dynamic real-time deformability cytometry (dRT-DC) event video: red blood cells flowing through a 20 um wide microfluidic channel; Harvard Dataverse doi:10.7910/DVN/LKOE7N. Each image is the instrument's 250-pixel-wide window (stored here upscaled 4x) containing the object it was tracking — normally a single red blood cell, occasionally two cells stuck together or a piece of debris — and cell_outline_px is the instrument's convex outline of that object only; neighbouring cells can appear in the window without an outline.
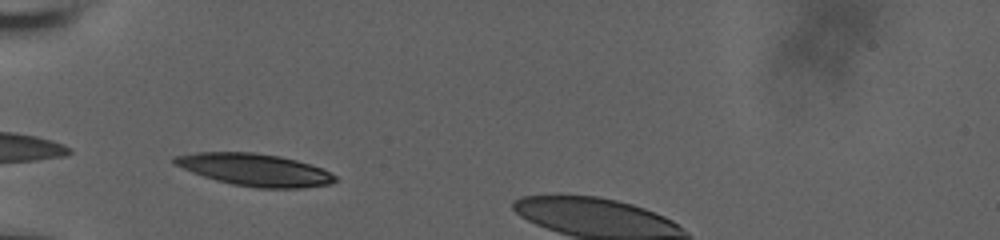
{"species": "human", "species_latin": "Homo sapiens", "temperature_condition": "room temperature", "stored_images_in_passage": 32, "camera_frame_rate_fps": 3000, "um_per_image_px": 0.085, "donor": {"sex": "male"}, "frame": {"image": 1, "passage_image": 1, "time_ms": 0.0, "image_size_px": [1000, 240], "cell_outline_px": [[336, 180], [328, 184], [304, 188], [256, 188], [232, 184], [216, 180], [192, 172], [172, 164], [172, 156], [196, 152], [252, 152], [280, 156], [296, 160], [324, 168], [336, 176]], "centroid_in_image_um": [21.63, 14.42], "position_along_channel_um": 63.4, "area_um2": 30.35}}
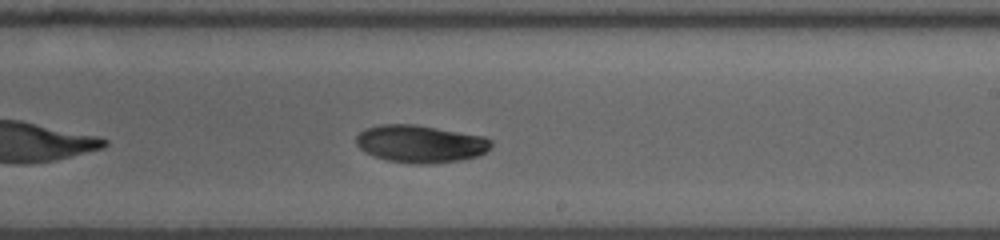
{"frame": {"image": 2, "passage_image": 17, "time_ms": 5.333, "image_size_px": [1000, 240], "cell_outline_px": [[492, 148], [476, 156], [460, 160], [428, 164], [412, 164], [388, 160], [372, 156], [360, 148], [356, 144], [356, 136], [360, 132], [368, 128], [380, 124], [412, 124], [484, 136], [492, 140]], "centroid_in_image_um": [35.73, 12.23], "position_along_channel_um": 253.3, "area_um2": 29.42}}
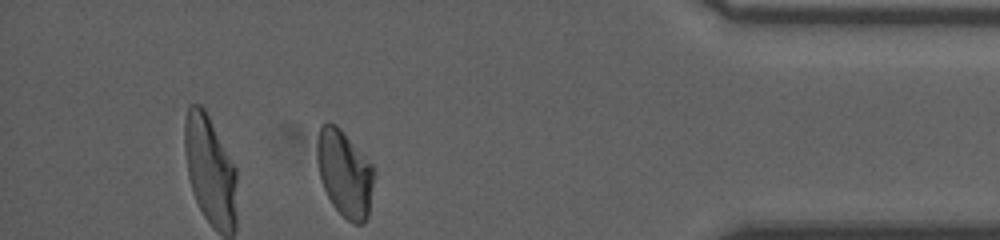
{"frame": {"image": 3, "passage_image": 32, "time_ms": 10.333, "image_size_px": [1000, 240], "cell_outline_px": [[376, 172], [368, 216], [364, 224], [356, 224], [348, 220], [332, 204], [324, 188], [320, 176], [316, 156], [316, 144], [320, 124], [328, 120], [336, 124], [340, 128], [372, 164]], "centroid_in_image_um": [29.3, 14.7], "position_along_channel_um": 405.9, "area_um2": 29.02}, "authors_computed_cell_mechanics": {"area_um2": 29.5936, "velocity_mm_per_s": 3.7192, "shape_relaxation_time_tau1_ms": 6.478, "shape_relaxation_time_tau2_ms": null, "deformation_change_tau1": 0.174, "deformation_change_tau2": null}}